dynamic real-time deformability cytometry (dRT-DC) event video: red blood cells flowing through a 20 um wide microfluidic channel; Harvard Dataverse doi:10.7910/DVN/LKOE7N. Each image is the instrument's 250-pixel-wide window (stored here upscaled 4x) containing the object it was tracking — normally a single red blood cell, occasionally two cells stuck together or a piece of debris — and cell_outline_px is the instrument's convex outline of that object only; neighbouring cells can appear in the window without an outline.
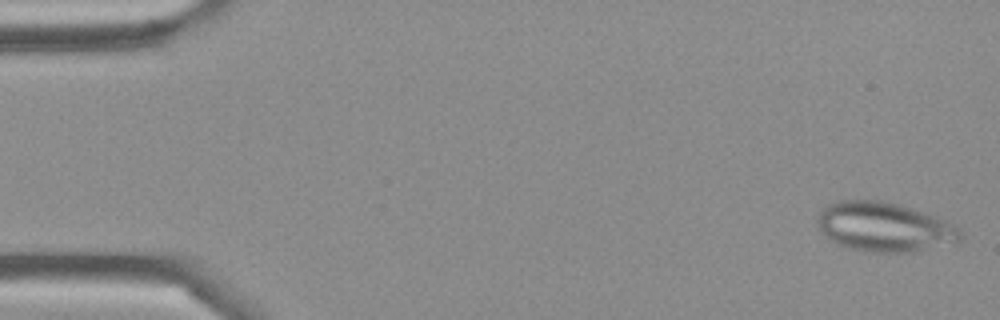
{"species": "Egyptian fruit bat (a non-hibernating species)", "species_latin": "Rousettus aegyptiacus", "temperature_condition": "cold", "stored_images_in_passage": 47, "camera_frame_rate_fps": 3000, "um_per_image_px": 0.085, "frame": {"image": 1, "passage_image": 1, "time_ms": 0.0, "image_size_px": [1000, 320], "cell_outline_px": [[964, 236], [956, 244], [912, 252], [872, 252], [852, 248], [836, 244], [824, 236], [816, 220], [820, 212], [828, 204], [836, 200], [884, 200], [900, 204], [912, 208], [944, 220], [960, 228]], "centroid_in_image_um": [75.2, 19.29], "position_along_channel_um": 9.8, "area_um2": 41.5}}
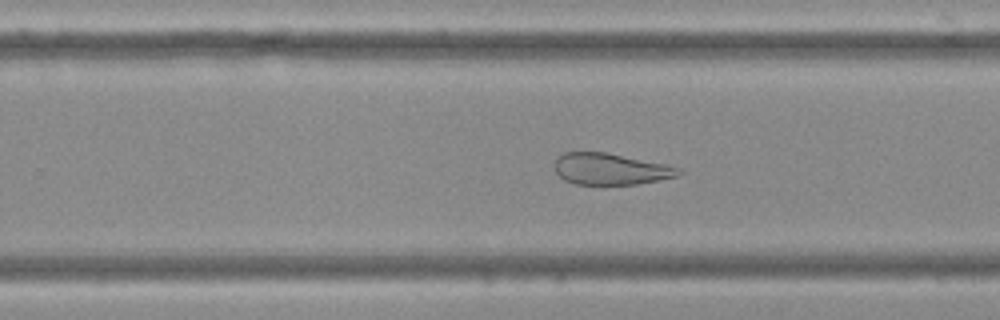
{"frame": {"image": 2, "passage_image": 29, "time_ms": 9.333, "image_size_px": [1000, 320], "cell_outline_px": [[684, 172], [676, 176], [636, 184], [576, 184], [564, 180], [556, 172], [552, 164], [564, 152], [604, 152], [664, 164], [680, 168]], "centroid_in_image_um": [51.85, 14.36], "position_along_channel_um": 277.9, "area_um2": 22.43}}
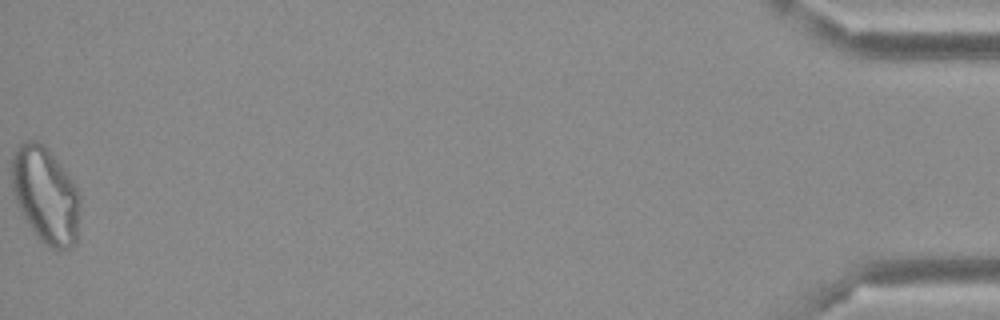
{"frame": {"image": 3, "passage_image": 47, "time_ms": 15.333, "image_size_px": [1000, 320], "cell_outline_px": [[80, 200], [76, 244], [72, 248], [52, 248], [40, 240], [36, 236], [16, 204], [12, 192], [12, 156], [16, 148], [20, 144], [28, 140], [36, 140], [44, 144], [60, 164], [76, 188], [80, 196]], "centroid_in_image_um": [3.85, 16.58], "position_along_channel_um": 431.3, "area_um2": 38.09}}